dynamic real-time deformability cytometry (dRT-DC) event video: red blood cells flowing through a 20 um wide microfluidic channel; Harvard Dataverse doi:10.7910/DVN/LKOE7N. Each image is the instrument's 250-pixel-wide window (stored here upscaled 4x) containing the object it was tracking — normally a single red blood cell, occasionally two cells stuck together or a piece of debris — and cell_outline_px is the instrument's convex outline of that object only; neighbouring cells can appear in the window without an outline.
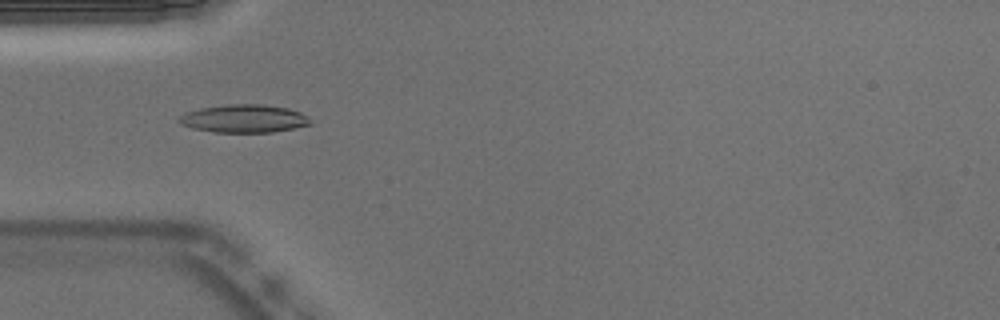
{"species": "Egyptian fruit bat (a non-hibernating species)", "species_latin": "Rousettus aegyptiacus", "temperature_condition": "warm", "stored_images_in_passage": 52, "camera_frame_rate_fps": 3000, "um_per_image_px": 0.085, "animal": {"sex": "male"}, "frame": {"image": 1, "passage_image": 16, "time_ms": 5.0, "image_size_px": [1000, 320], "cell_outline_px": [[312, 124], [296, 128], [272, 132], [216, 132], [192, 128], [180, 124], [176, 120], [184, 112], [200, 108], [228, 104], [260, 104], [288, 108], [300, 112], [308, 116], [312, 120]], "centroid_in_image_um": [20.74, 10.08], "position_along_channel_um": 64.3, "area_um2": 21.62}}
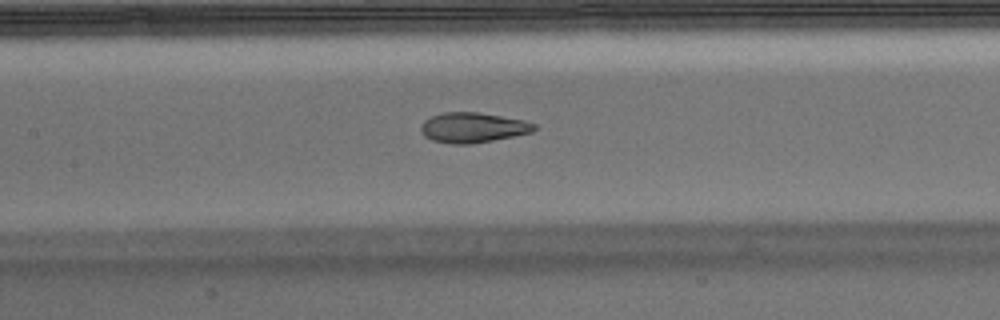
{"frame": {"image": 2, "passage_image": 24, "time_ms": 7.667, "image_size_px": [1000, 320], "cell_outline_px": [[536, 128], [532, 132], [472, 144], [452, 144], [432, 140], [424, 136], [420, 132], [420, 124], [424, 120], [432, 116], [444, 112], [480, 112], [524, 120], [536, 124]], "centroid_in_image_um": [40.16, 10.84], "position_along_channel_um": 167.2, "area_um2": 19.94}}
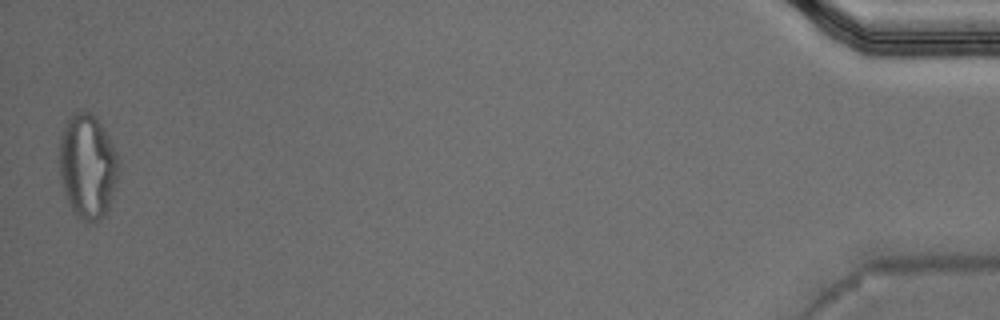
{"frame": {"image": 3, "passage_image": 52, "time_ms": 17.0, "image_size_px": [1000, 320], "cell_outline_px": [[116, 180], [108, 208], [104, 216], [100, 220], [88, 224], [76, 216], [72, 212], [68, 204], [64, 192], [60, 176], [60, 136], [72, 112], [80, 108], [92, 112], [96, 116], [108, 136], [116, 152]], "centroid_in_image_um": [7.4, 14.12], "position_along_channel_um": 427.8, "area_um2": 36.01}, "authors_computed_cell_mechanics": {"area_um2": 20.3167, "velocity_mm_per_s": 3.8171, "shape_relaxation_time_tau1_ms": null, "shape_relaxation_time_tau2_ms": 1.4941, "deformation_change_tau1": null, "deformation_change_tau2": 0.0868}}